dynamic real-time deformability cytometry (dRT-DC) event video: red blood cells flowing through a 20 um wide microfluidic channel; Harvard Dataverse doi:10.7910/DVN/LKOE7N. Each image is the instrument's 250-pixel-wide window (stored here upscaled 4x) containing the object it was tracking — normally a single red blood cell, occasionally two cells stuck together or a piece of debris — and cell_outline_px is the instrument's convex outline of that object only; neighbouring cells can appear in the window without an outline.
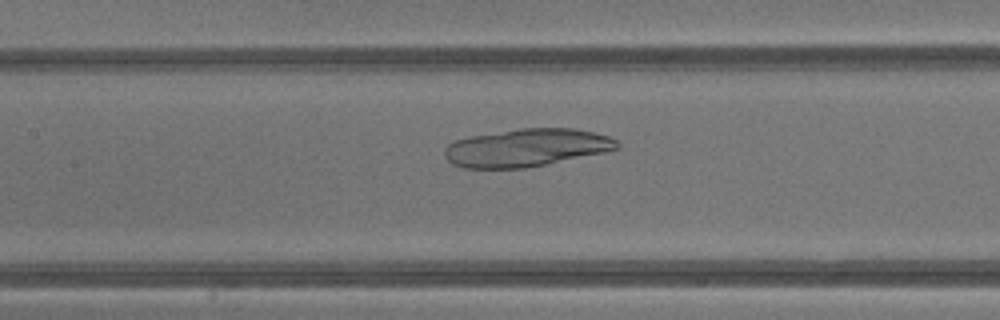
{"species": "common noctule bat (a hibernating species)", "species_latin": "Nyctalus noctula", "temperature_condition": "warm", "stored_images_in_passage": 38, "camera_frame_rate_fps": 3000, "um_per_image_px": 0.085, "animal": {"sex": "male", "body_mass_g": 13.3}, "frame": {"image": 1, "passage_image": 16, "time_ms": 5.0, "image_size_px": [1000, 320], "cell_outline_px": [[620, 148], [604, 152], [524, 168], [464, 168], [452, 164], [444, 156], [444, 148], [448, 144], [456, 140], [468, 136], [520, 128], [572, 128], [592, 132], [608, 136], [616, 140], [620, 144]], "centroid_in_image_um": [44.71, 12.55], "position_along_channel_um": 162.7, "area_um2": 37.86}}
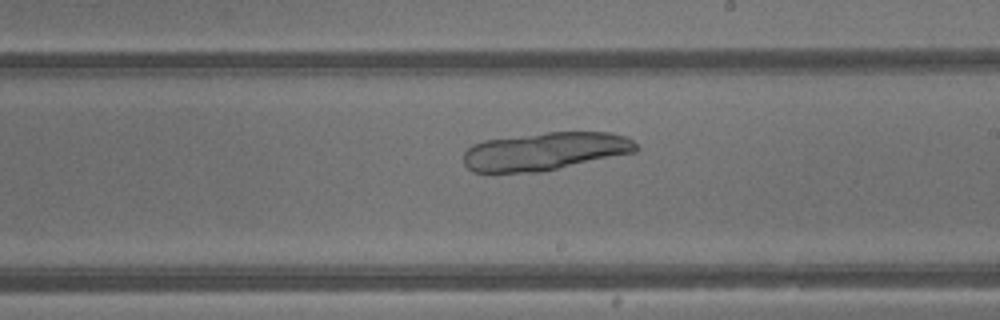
{"frame": {"image": 2, "passage_image": 21, "time_ms": 6.667, "image_size_px": [1000, 320], "cell_outline_px": [[640, 148], [636, 152], [540, 172], [472, 172], [464, 164], [464, 152], [472, 144], [484, 140], [548, 132], [612, 132], [628, 136]], "centroid_in_image_um": [46.35, 12.85], "position_along_channel_um": 242.6, "area_um2": 38.32}}
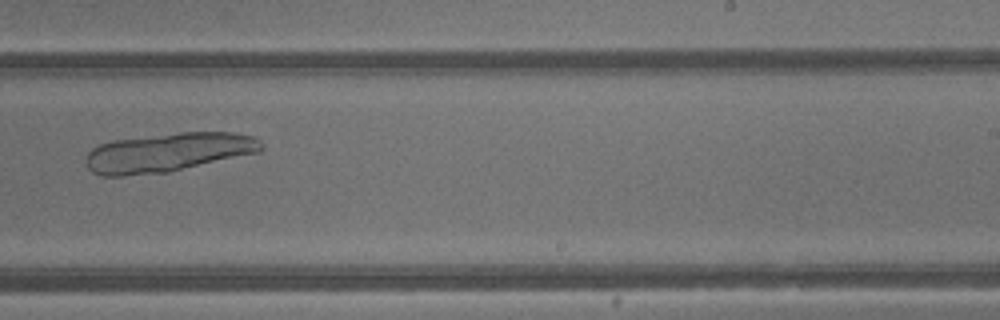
{"frame": {"image": 3, "passage_image": 23, "time_ms": 7.333, "image_size_px": [1000, 320], "cell_outline_px": [[264, 148], [260, 152], [168, 172], [124, 176], [100, 176], [92, 172], [88, 168], [84, 160], [88, 152], [92, 148], [100, 144], [112, 140], [180, 132], [232, 132], [256, 136], [264, 144]], "centroid_in_image_um": [14.3, 12.95], "position_along_channel_um": 274.7, "area_um2": 40.23}}